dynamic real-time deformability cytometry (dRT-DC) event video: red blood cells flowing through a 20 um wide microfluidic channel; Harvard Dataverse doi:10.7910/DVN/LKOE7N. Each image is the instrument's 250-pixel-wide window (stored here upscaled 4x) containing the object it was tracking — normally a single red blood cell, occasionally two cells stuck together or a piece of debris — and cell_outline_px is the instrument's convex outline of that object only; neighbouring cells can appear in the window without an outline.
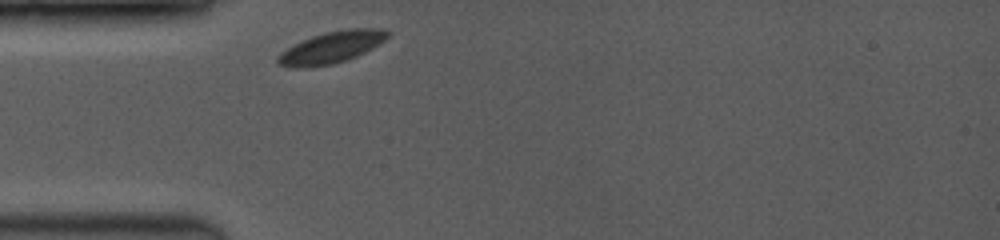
{"species": "common noctule bat (a hibernating species)", "species_latin": "Nyctalus noctula", "temperature_condition": "room temperature", "stored_images_in_passage": 4, "camera_frame_rate_fps": 3500, "um_per_image_px": 0.085, "animal": {"sex": "female", "body_mass_g": 19.0, "forearm_length_mm": 53.3}, "frame": {"image": 1, "passage_image": 1, "time_ms": 0.0, "image_size_px": [1000, 240], "cell_outline_px": [[392, 32], [380, 44], [356, 56], [332, 64], [304, 68], [292, 68], [276, 64], [276, 56], [280, 52], [312, 36], [324, 32], [348, 28], [384, 28]], "centroid_in_image_um": [28.18, 4.02], "position_along_channel_um": 56.8, "area_um2": 20.35}}